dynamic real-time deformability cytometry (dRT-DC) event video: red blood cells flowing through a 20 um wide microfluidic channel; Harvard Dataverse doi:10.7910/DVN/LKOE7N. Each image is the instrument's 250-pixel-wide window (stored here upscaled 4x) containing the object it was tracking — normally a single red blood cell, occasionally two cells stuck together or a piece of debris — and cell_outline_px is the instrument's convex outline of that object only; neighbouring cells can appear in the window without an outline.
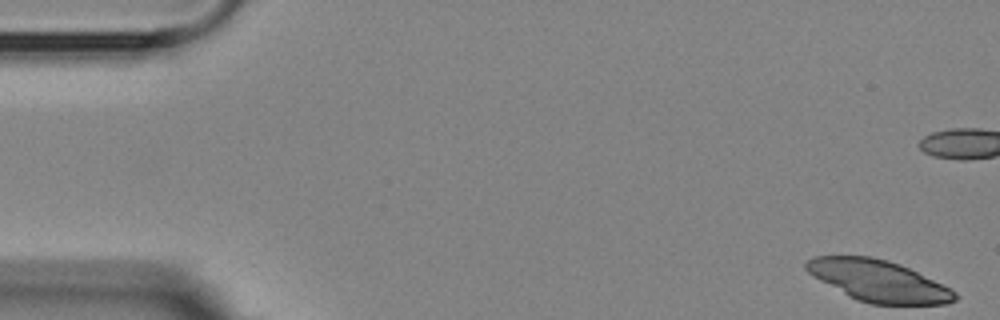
{"species": "Egyptian fruit bat (a non-hibernating species)", "species_latin": "Rousettus aegyptiacus", "temperature_condition": "room temperature", "stored_images_in_passage": 15, "segment_of_instrument_passage": [1, 2], "camera_frame_rate_fps": 3000, "um_per_image_px": 0.085, "animal": {"sex": "female"}, "frame": {"image": 1, "passage_image": 1, "time_ms": 0.0, "image_size_px": [1000, 320], "cell_outline_px": [[960, 296], [956, 300], [948, 304], [872, 304], [856, 300], [848, 296], [812, 276], [804, 268], [804, 264], [812, 256], [872, 256], [888, 260], [900, 264], [952, 288]], "centroid_in_image_um": [74.68, 23.87], "position_along_channel_um": 10.3, "area_um2": 36.13}}